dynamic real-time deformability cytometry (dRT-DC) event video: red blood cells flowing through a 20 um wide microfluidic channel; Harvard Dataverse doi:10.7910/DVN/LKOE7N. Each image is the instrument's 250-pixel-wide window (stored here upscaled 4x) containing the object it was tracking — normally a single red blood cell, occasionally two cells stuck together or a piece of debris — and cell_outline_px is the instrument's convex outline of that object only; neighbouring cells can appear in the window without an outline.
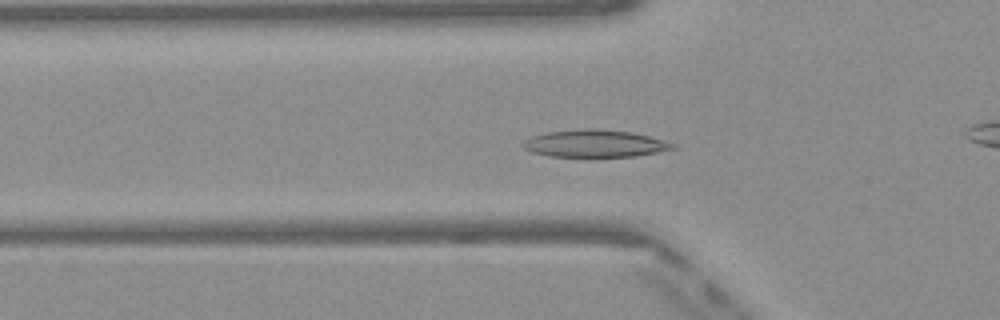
{"species": "Egyptian fruit bat (a non-hibernating species)", "species_latin": "Rousettus aegyptiacus", "temperature_condition": "warm", "stored_images_in_passage": 44, "camera_frame_rate_fps": 3000, "um_per_image_px": 0.085, "frame": {"image": 1, "passage_image": 10, "time_ms": 3.0, "image_size_px": [1000, 320], "cell_outline_px": [[676, 148], [636, 156], [548, 156], [532, 152], [524, 148], [520, 144], [524, 140], [532, 136], [548, 132], [588, 128], [592, 128], [632, 132], [664, 140], [676, 144]], "centroid_in_image_um": [50.55, 12.19], "position_along_channel_um": 75.3, "area_um2": 23.64}}
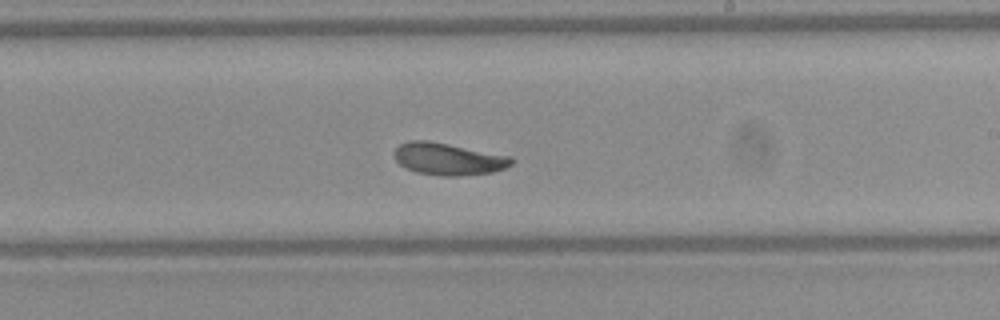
{"frame": {"image": 2, "passage_image": 23, "time_ms": 7.333, "image_size_px": [1000, 320], "cell_outline_px": [[516, 160], [512, 164], [504, 168], [492, 172], [456, 176], [444, 176], [416, 172], [400, 164], [396, 160], [396, 148], [400, 144], [412, 140], [428, 140], [512, 156]], "centroid_in_image_um": [38.16, 13.51], "position_along_channel_um": 250.8, "area_um2": 21.73}}
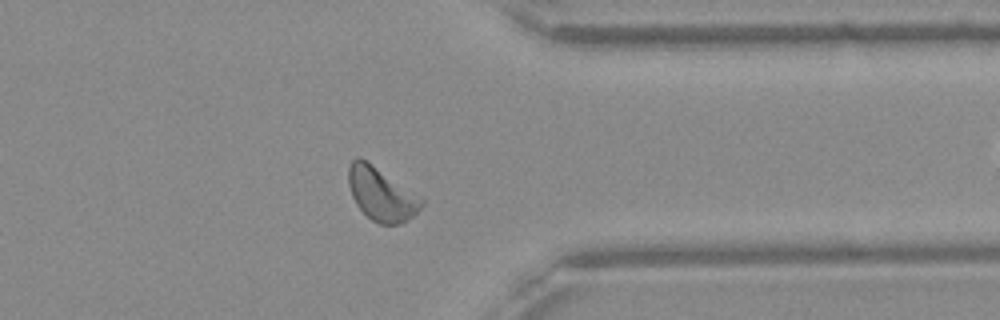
{"frame": {"image": 3, "passage_image": 33, "time_ms": 10.667, "image_size_px": [1000, 320], "cell_outline_px": [[424, 204], [412, 216], [400, 224], [380, 224], [372, 220], [356, 204], [352, 196], [348, 184], [348, 168], [352, 160], [356, 156], [360, 156], [424, 196]], "centroid_in_image_um": [32.44, 16.46], "position_along_channel_um": 379.0, "area_um2": 23.06}, "authors_computed_cell_mechanics": {"area_um2": 21.7617, "velocity_mm_per_s": 4.0403, "shape_relaxation_time_tau1_ms": 3.0736, "shape_relaxation_time_tau2_ms": 3.9394, "deformation_change_tau1": 0.1212, "deformation_change_tau2": 0.0808}}